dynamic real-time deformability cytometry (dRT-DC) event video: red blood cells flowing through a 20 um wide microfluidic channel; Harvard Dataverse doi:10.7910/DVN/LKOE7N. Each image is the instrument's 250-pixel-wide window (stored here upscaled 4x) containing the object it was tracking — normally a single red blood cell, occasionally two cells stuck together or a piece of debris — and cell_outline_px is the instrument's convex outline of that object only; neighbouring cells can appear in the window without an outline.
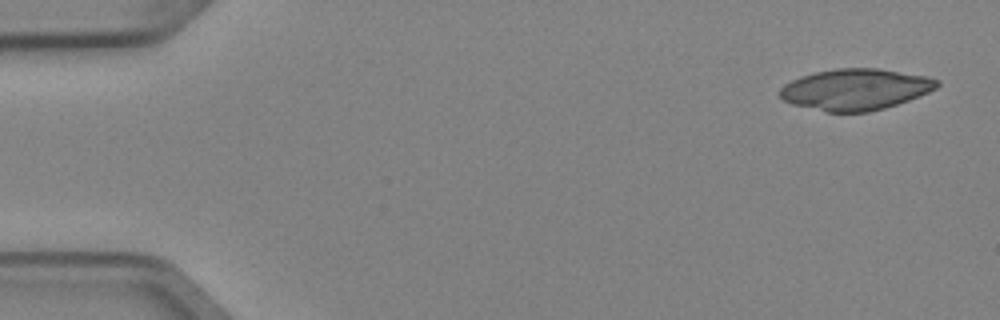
{"species": "Egyptian fruit bat (a non-hibernating species)", "species_latin": "Rousettus aegyptiacus", "temperature_condition": "cold", "stored_images_in_passage": 8, "camera_frame_rate_fps": 3000, "um_per_image_px": 0.085, "animal": {"sex": "female"}, "frame": {"image": 1, "passage_image": 1, "time_ms": 0.0, "image_size_px": [1000, 320], "cell_outline_px": [[940, 84], [936, 88], [928, 92], [908, 100], [884, 108], [868, 112], [828, 112], [792, 104], [784, 100], [780, 96], [780, 88], [784, 84], [800, 76], [816, 72], [836, 68], [876, 68], [924, 76], [940, 80]], "centroid_in_image_um": [72.69, 7.6], "position_along_channel_um": 12.3, "area_um2": 37.45}}